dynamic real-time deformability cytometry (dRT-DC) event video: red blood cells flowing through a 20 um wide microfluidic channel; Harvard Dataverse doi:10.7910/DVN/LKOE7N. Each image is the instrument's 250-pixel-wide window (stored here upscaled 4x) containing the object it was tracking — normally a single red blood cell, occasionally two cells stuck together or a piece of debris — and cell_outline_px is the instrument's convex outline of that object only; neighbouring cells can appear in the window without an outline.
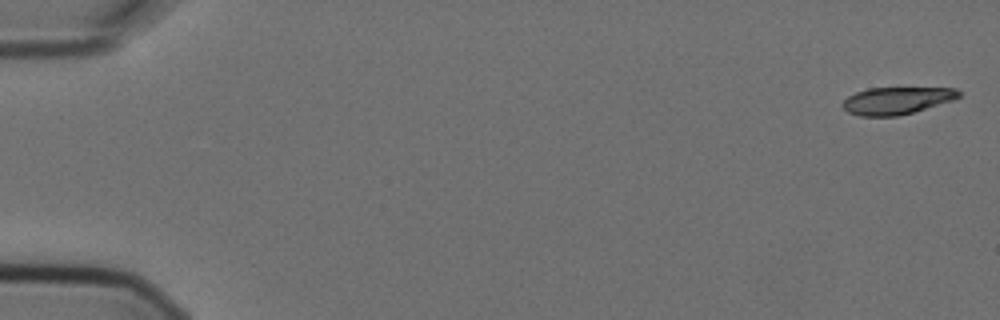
{"species": "Egyptian fruit bat (a non-hibernating species)", "species_latin": "Rousettus aegyptiacus", "temperature_condition": "cold", "stored_images_in_passage": 9, "camera_frame_rate_fps": 3000, "um_per_image_px": 0.085, "animal": {"sex": "female"}, "frame": {"image": 1, "passage_image": 1, "time_ms": 0.0, "image_size_px": [1000, 320], "cell_outline_px": [[960, 96], [956, 100], [912, 112], [896, 116], [860, 116], [848, 112], [840, 104], [848, 96], [856, 92], [868, 88], [956, 88], [960, 92]], "centroid_in_image_um": [76.22, 8.55], "position_along_channel_um": 8.8, "area_um2": 18.44}}
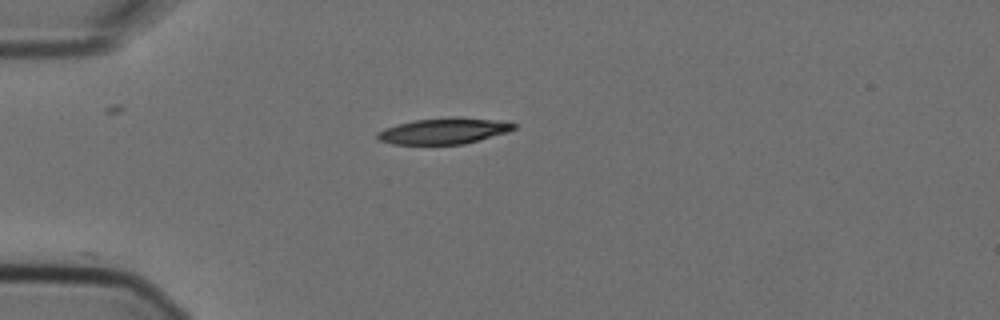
{"frame": {"image": 2, "passage_image": 5, "time_ms": 1.333, "image_size_px": [1000, 320], "cell_outline_px": [[516, 128], [508, 132], [464, 144], [392, 144], [380, 140], [376, 136], [376, 132], [384, 128], [416, 120], [456, 116], [504, 120], [516, 124]], "centroid_in_image_um": [37.78, 11.12], "position_along_channel_um": 47.2, "area_um2": 20.81}}
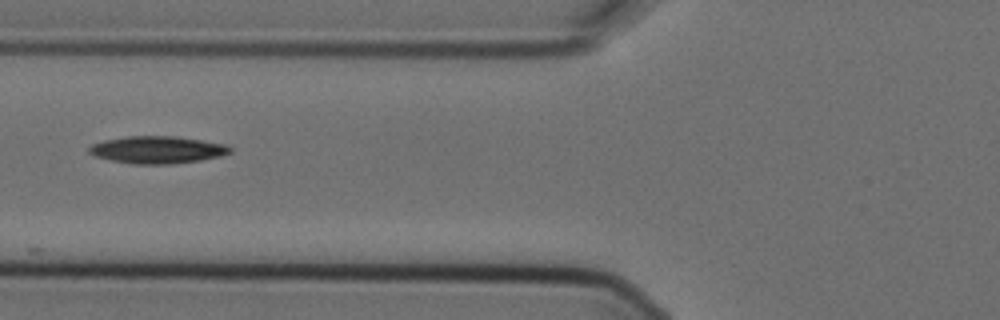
{"frame": {"image": 3, "passage_image": 7, "time_ms": 2.0, "image_size_px": [1000, 320], "cell_outline_px": [[232, 152], [220, 156], [200, 160], [168, 164], [132, 164], [112, 160], [96, 156], [88, 152], [88, 148], [92, 144], [104, 140], [128, 136], [172, 136], [228, 144], [232, 148]], "centroid_in_image_um": [13.39, 12.73], "position_along_channel_um": 112.4, "area_um2": 22.31}}